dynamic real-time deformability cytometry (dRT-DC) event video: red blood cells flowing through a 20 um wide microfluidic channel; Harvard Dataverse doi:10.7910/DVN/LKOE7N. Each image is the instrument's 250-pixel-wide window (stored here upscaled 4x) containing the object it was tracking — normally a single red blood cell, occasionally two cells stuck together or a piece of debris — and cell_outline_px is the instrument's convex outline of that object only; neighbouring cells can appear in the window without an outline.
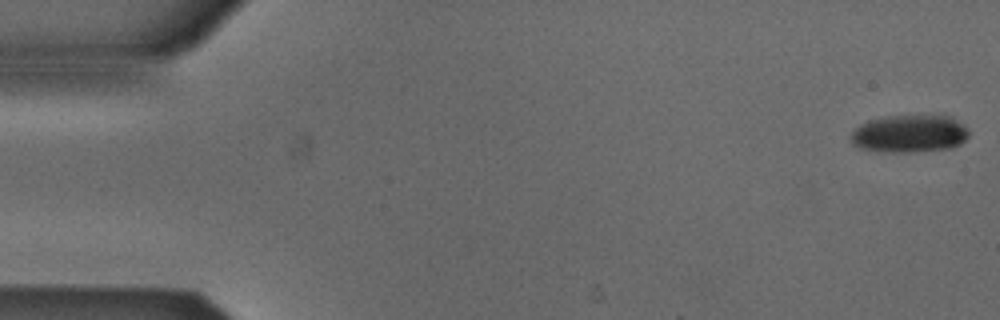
{"species": "Egyptian fruit bat (a non-hibernating species)", "species_latin": "Rousettus aegyptiacus", "temperature_condition": "cold", "stored_images_in_passage": 6, "camera_frame_rate_fps": 3000, "um_per_image_px": 0.085, "animal": {"sex": "male"}, "frame": {"image": 1, "passage_image": 1, "time_ms": 0.0, "image_size_px": [1000, 320], "cell_outline_px": [[968, 136], [960, 144], [952, 148], [912, 152], [884, 152], [860, 148], [852, 144], [852, 132], [860, 124], [868, 120], [888, 116], [952, 116], [964, 124], [968, 128]], "centroid_in_image_um": [77.33, 11.37], "position_along_channel_um": 7.7, "area_um2": 25.89}}
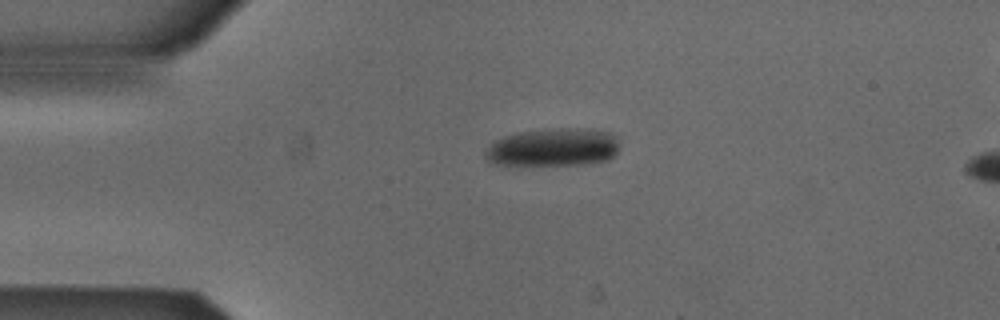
{"frame": {"image": 2, "passage_image": 4, "time_ms": 1.0, "image_size_px": [1000, 320], "cell_outline_px": [[616, 152], [608, 160], [580, 164], [496, 164], [488, 160], [484, 156], [484, 152], [496, 140], [504, 136], [520, 132], [560, 128], [568, 128], [608, 132], [616, 136]], "centroid_in_image_um": [46.99, 12.52], "position_along_channel_um": 38.0, "area_um2": 28.84}}